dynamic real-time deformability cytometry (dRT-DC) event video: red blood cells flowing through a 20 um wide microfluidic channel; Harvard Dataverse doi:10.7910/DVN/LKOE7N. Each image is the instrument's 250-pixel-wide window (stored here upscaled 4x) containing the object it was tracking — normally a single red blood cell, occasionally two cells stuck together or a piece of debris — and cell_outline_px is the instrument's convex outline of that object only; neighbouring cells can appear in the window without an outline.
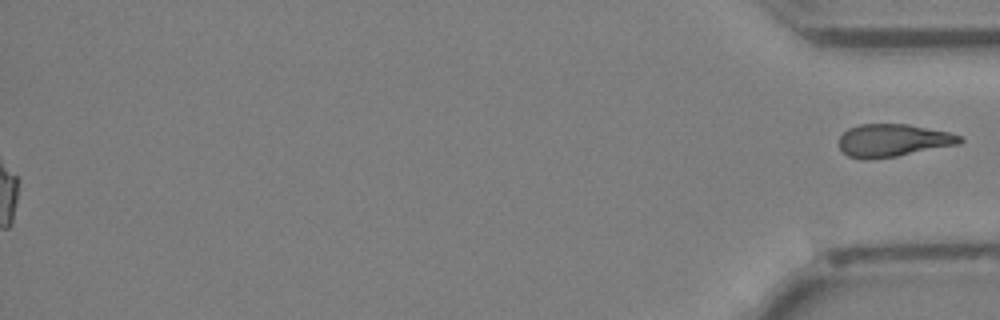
{"species": "Egyptian fruit bat (a non-hibernating species)", "species_latin": "Rousettus aegyptiacus", "temperature_condition": "cold", "stored_images_in_passage": 42, "segment_of_instrument_passage": [2, 2], "camera_frame_rate_fps": 3000, "um_per_image_px": 0.085, "animal": {"sex": "female"}, "frame": {"image": 1, "passage_image": 42, "time_ms": 13.667, "image_size_px": [1000, 320], "cell_outline_px": [[964, 140], [960, 144], [896, 156], [864, 160], [848, 156], [840, 148], [840, 136], [848, 128], [860, 124], [908, 124], [948, 132], [964, 136]], "centroid_in_image_um": [75.93, 11.93], "position_along_channel_um": 359.3, "area_um2": 23.0}}